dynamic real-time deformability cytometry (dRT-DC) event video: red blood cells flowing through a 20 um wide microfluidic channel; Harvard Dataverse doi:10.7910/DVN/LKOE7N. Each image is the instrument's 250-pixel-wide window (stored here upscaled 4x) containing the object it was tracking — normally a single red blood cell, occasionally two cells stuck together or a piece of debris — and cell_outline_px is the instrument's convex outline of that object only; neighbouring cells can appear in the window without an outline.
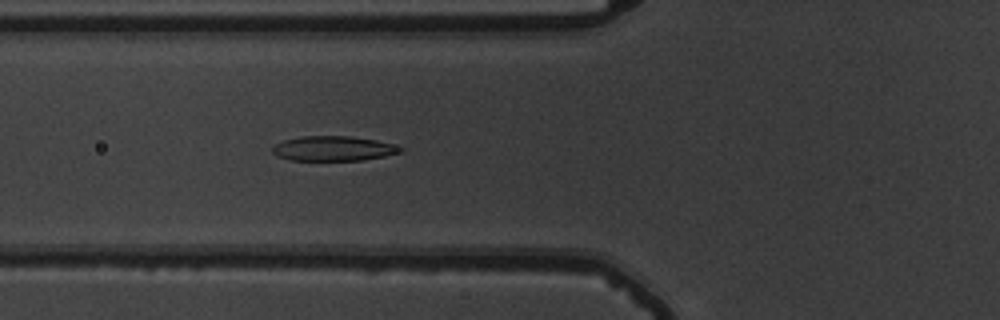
{"species": "common noctule bat (a hibernating species)", "species_latin": "Nyctalus noctula", "temperature_condition": "warm", "stored_images_in_passage": 55, "camera_frame_rate_fps": 3000, "um_per_image_px": 0.085, "animal": {"sex": "male", "body_mass_g": 19.5, "forearm_length_mm": 54.6}, "frame": {"image": 1, "passage_image": 21, "time_ms": 6.667, "image_size_px": [1000, 320], "cell_outline_px": [[404, 152], [364, 160], [288, 160], [276, 156], [272, 152], [272, 148], [276, 144], [284, 140], [300, 136], [348, 136], [376, 140], [392, 144], [404, 148]], "centroid_in_image_um": [28.34, 12.63], "position_along_channel_um": 97.5, "area_um2": 18.55}}
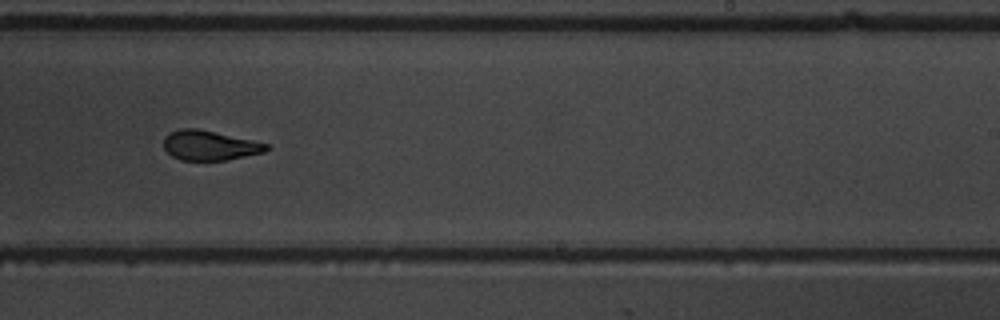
{"frame": {"image": 2, "passage_image": 35, "time_ms": 11.333, "image_size_px": [1000, 320], "cell_outline_px": [[272, 148], [264, 152], [228, 160], [180, 160], [172, 156], [164, 148], [164, 136], [168, 132], [180, 128], [196, 128], [252, 140], [268, 144]], "centroid_in_image_um": [17.81, 12.36], "position_along_channel_um": 271.2, "area_um2": 17.86}}
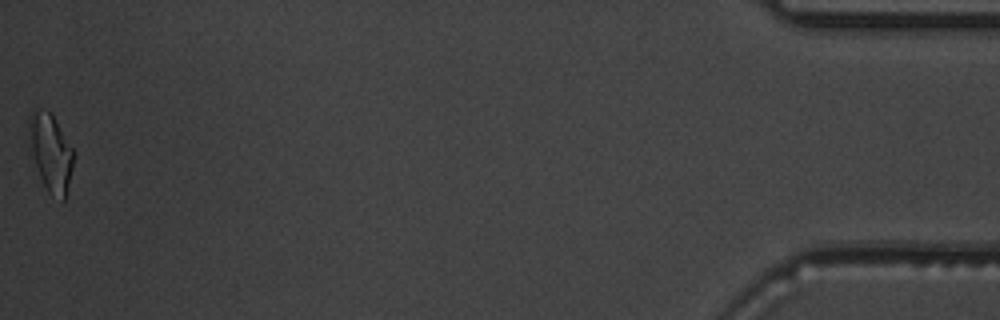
{"frame": {"image": 3, "passage_image": 55, "time_ms": 18.0, "image_size_px": [1000, 320], "cell_outline_px": [[72, 168], [64, 200], [52, 196], [48, 192], [40, 176], [28, 148], [28, 116], [32, 108], [40, 108], [52, 112], [72, 148]], "centroid_in_image_um": [4.24, 12.87], "position_along_channel_um": 431.0, "area_um2": 20.29}, "authors_computed_cell_mechanics": {"area_um2": 19.3052, "velocity_mm_per_s": 3.7189, "shape_relaxation_time_tau1_ms": 4.5146, "shape_relaxation_time_tau2_ms": 1.5155, "deformation_change_tau1": 0.1724, "deformation_change_tau2": 0.0723}}